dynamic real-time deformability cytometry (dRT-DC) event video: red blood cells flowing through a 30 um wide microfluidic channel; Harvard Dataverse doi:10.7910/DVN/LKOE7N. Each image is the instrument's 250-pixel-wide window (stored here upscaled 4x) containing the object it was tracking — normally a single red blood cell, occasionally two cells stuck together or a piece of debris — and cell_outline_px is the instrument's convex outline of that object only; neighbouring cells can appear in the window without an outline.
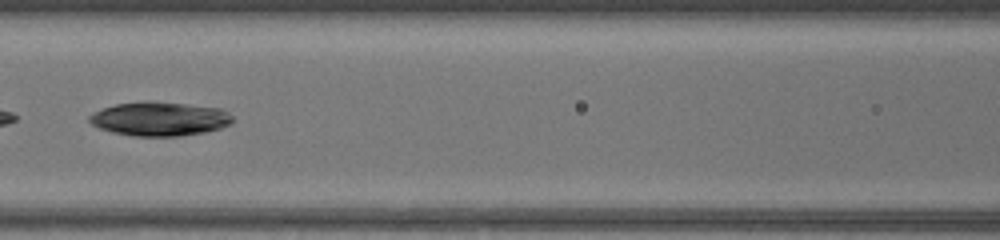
{"species": "common noctule bat (a hibernating species)", "species_latin": "Nyctalus noctula", "temperature_condition": "warm", "stored_images_in_passage": 33, "camera_frame_rate_fps": 3000, "um_per_image_px": 0.085, "animal": {"sex": "female", "body_mass_g": 17.0, "forearm_length_mm": 48.0}, "frame": {"image": 1, "passage_image": 10, "time_ms": 3.0, "image_size_px": [1000, 240], "cell_outline_px": [[232, 124], [220, 128], [204, 132], [180, 136], [132, 136], [112, 132], [100, 128], [92, 124], [88, 120], [88, 116], [92, 112], [116, 104], [144, 100], [148, 100], [224, 108], [232, 116]], "centroid_in_image_um": [13.57, 10.09], "position_along_channel_um": 153.0, "area_um2": 28.67}, "authors_computed_cell_mechanics": {"area_um2": 28.7266, "velocity_mm_per_s": 4.1616, "shape_relaxation_time_tau1_ms": 8.7716, "shape_relaxation_time_tau2_ms": null, "deformation_change_tau1": 0.1932, "deformation_change_tau2": null}}